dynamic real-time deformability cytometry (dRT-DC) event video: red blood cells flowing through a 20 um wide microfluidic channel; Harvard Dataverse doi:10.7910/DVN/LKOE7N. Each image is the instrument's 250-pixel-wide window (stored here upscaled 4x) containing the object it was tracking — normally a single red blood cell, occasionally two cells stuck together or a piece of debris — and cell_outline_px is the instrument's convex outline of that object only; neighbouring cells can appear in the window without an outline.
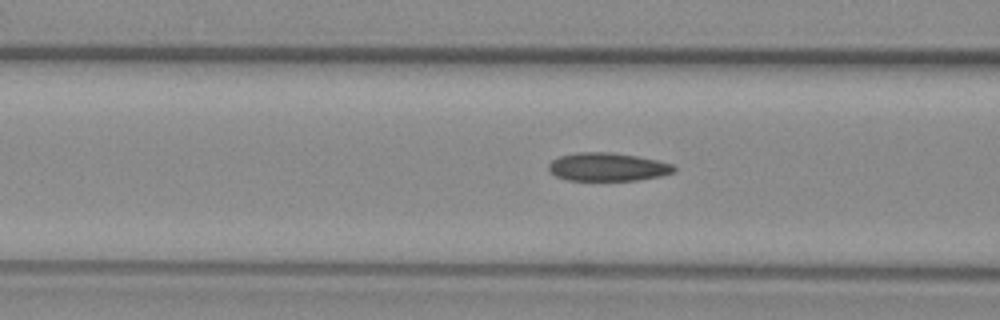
{"species": "common noctule bat (a hibernating species)", "species_latin": "Nyctalus noctula", "temperature_condition": "warm", "stored_images_in_passage": 48, "camera_frame_rate_fps": 3000, "um_per_image_px": 0.085, "animal": {"sex": "female", "body_mass_g": 29.2, "forearm_length_mm": 56.3}, "frame": {"image": 1, "passage_image": 20, "time_ms": 6.333, "image_size_px": [1000, 320], "cell_outline_px": [[676, 172], [660, 176], [636, 180], [568, 180], [556, 176], [548, 168], [548, 164], [552, 160], [560, 156], [580, 152], [612, 152], [636, 156], [656, 160], [672, 164], [676, 168]], "centroid_in_image_um": [51.66, 14.19], "position_along_channel_um": 114.9, "area_um2": 20.52}}
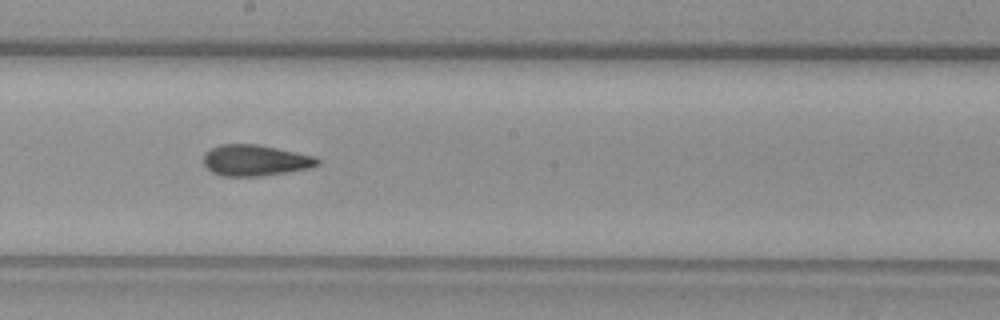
{"frame": {"image": 2, "passage_image": 29, "time_ms": 9.333, "image_size_px": [1000, 320], "cell_outline_px": [[320, 164], [308, 168], [260, 176], [220, 176], [212, 172], [204, 164], [204, 152], [220, 144], [256, 144], [316, 156], [320, 160]], "centroid_in_image_um": [21.68, 13.62], "position_along_channel_um": 226.5, "area_um2": 20.52}}
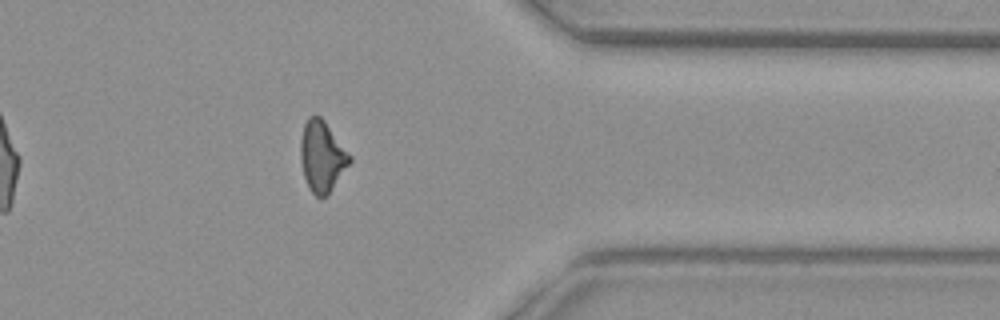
{"frame": {"image": 3, "passage_image": 43, "time_ms": 14.0, "image_size_px": [1000, 320], "cell_outline_px": [[352, 160], [328, 196], [316, 196], [308, 188], [304, 176], [300, 160], [300, 140], [304, 124], [308, 116], [320, 116], [324, 120], [352, 156]], "centroid_in_image_um": [27.37, 13.3], "position_along_channel_um": 384.0, "area_um2": 20.4}, "authors_computed_cell_mechanics": {"area_um2": 20.3745, "velocity_mm_per_s": 3.7165, "shape_relaxation_time_tau1_ms": null, "shape_relaxation_time_tau2_ms": 2.6582, "deformation_change_tau1": null, "deformation_change_tau2": 0.0824}}